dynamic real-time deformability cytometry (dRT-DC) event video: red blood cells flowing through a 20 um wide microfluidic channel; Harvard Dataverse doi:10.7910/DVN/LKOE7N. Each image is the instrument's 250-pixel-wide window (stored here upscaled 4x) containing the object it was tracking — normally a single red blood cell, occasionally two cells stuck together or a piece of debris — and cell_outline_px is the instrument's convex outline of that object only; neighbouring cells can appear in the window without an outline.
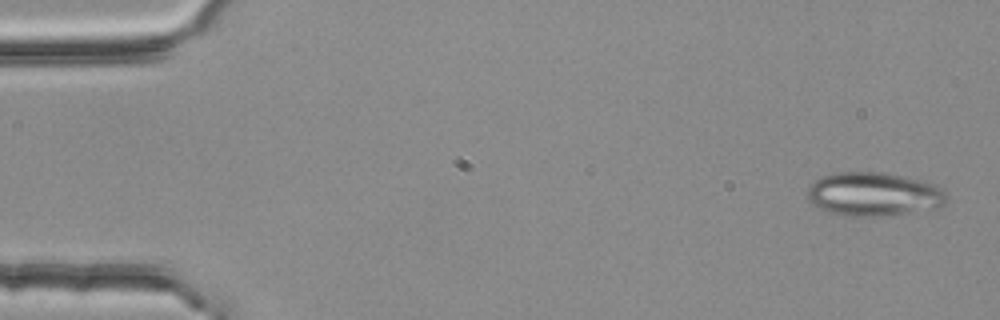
{"species": "common noctule bat (a hibernating species)", "species_latin": "Nyctalus noctula", "temperature_condition": "room temperature", "stored_images_in_passage": 54, "segment_of_instrument_passage": [1, 2], "camera_frame_rate_fps": 3000, "um_per_image_px": 0.085, "animal": {"sex": "female", "body_mass_g": 25.1}, "frame": {"image": 1, "passage_image": 2, "time_ms": 0.333, "image_size_px": [1000, 320], "cell_outline_px": [[948, 200], [940, 208], [892, 216], [844, 216], [828, 212], [812, 204], [808, 200], [808, 188], [820, 176], [832, 172], [880, 172], [900, 176], [936, 184], [944, 188], [948, 196]], "centroid_in_image_um": [74.31, 16.52], "position_along_channel_um": 10.7, "area_um2": 36.07}}